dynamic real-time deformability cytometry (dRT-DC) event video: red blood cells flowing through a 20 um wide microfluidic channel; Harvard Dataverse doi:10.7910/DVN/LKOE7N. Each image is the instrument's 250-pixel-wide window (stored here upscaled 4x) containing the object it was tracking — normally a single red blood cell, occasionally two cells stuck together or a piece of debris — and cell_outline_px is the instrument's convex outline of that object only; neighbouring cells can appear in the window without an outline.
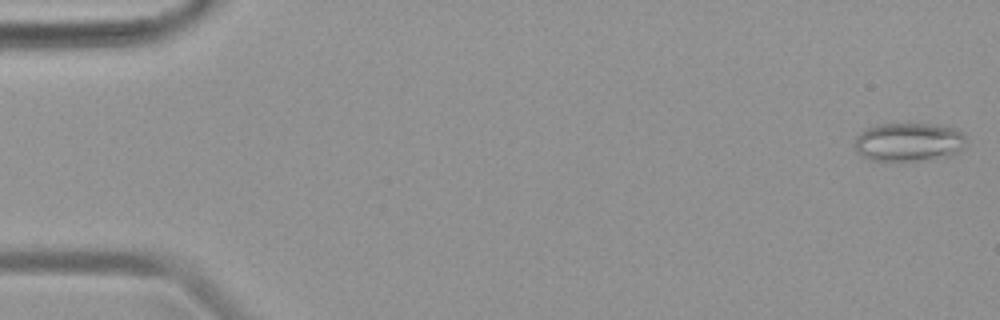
{"species": "common noctule bat (a hibernating species)", "species_latin": "Nyctalus noctula", "temperature_condition": "warm", "stored_images_in_passage": 47, "camera_frame_rate_fps": 3000, "um_per_image_px": 0.085, "animal": {"sex": "female", "body_mass_g": 19.9}, "frame": {"image": 1, "passage_image": 1, "time_ms": 0.0, "image_size_px": [1000, 320], "cell_outline_px": [[968, 140], [960, 152], [948, 156], [928, 160], [868, 160], [856, 152], [852, 144], [856, 136], [860, 132], [876, 124], [940, 124], [956, 128]], "centroid_in_image_um": [77.24, 12.07], "position_along_channel_um": 7.8, "area_um2": 25.55}}
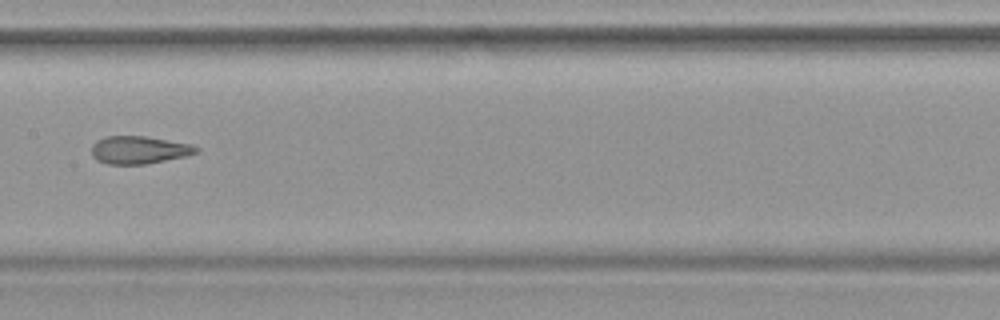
{"frame": {"image": 2, "passage_image": 24, "time_ms": 7.667, "image_size_px": [1000, 320], "cell_outline_px": [[200, 152], [188, 156], [144, 164], [108, 164], [96, 160], [92, 156], [92, 144], [96, 140], [104, 136], [148, 136], [192, 144], [200, 148]], "centroid_in_image_um": [11.85, 12.73], "position_along_channel_um": 195.6, "area_um2": 17.22}}
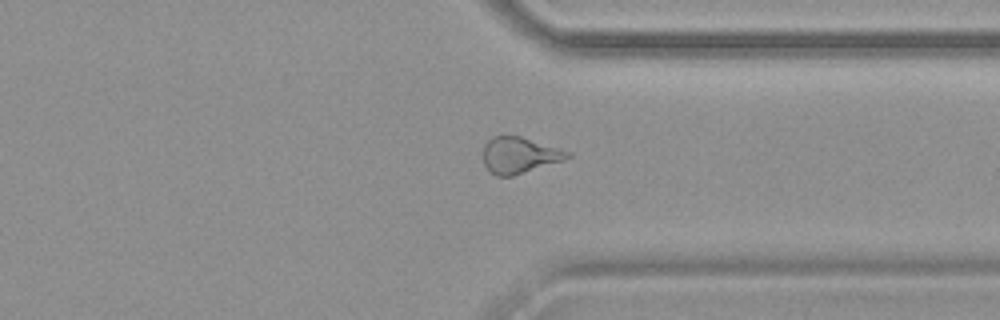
{"frame": {"image": 3, "passage_image": 36, "time_ms": 11.667, "image_size_px": [1000, 320], "cell_outline_px": [[572, 156], [564, 160], [512, 176], [496, 176], [488, 172], [484, 164], [484, 144], [492, 136], [520, 136], [560, 148], [572, 152]], "centroid_in_image_um": [44.15, 13.19], "position_along_channel_um": 367.2, "area_um2": 17.86}}